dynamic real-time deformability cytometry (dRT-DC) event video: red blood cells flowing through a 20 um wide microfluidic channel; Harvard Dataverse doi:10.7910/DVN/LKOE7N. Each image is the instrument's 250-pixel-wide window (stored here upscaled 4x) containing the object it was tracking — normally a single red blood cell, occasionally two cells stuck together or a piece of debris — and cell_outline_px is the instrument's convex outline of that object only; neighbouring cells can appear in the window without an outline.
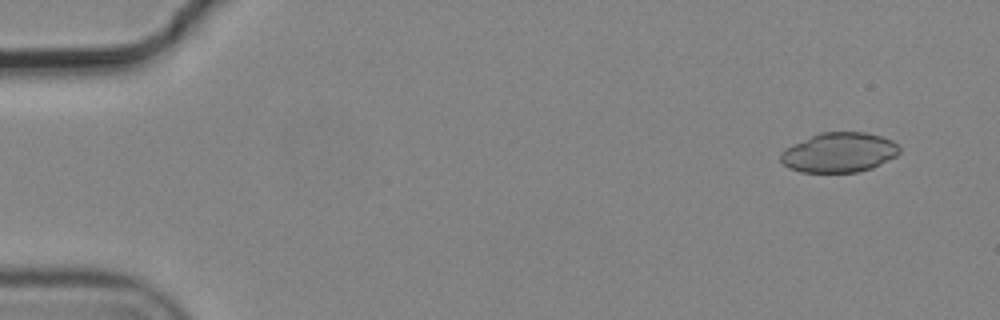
{"species": "common noctule bat (a hibernating species)", "species_latin": "Nyctalus noctula", "temperature_condition": "cold", "stored_images_in_passage": 7, "camera_frame_rate_fps": 3000, "um_per_image_px": 0.085, "animal": {"sex": "male", "body_mass_g": 19.2, "forearm_length_mm": 51.8}, "frame": {"image": 1, "passage_image": 2, "time_ms": 0.333, "image_size_px": [1000, 320], "cell_outline_px": [[900, 152], [896, 156], [872, 168], [856, 172], [800, 172], [788, 168], [780, 160], [780, 152], [784, 148], [820, 132], [864, 132], [880, 136], [892, 140], [900, 148]], "centroid_in_image_um": [71.3, 12.96], "position_along_channel_um": 13.7, "area_um2": 27.51}}
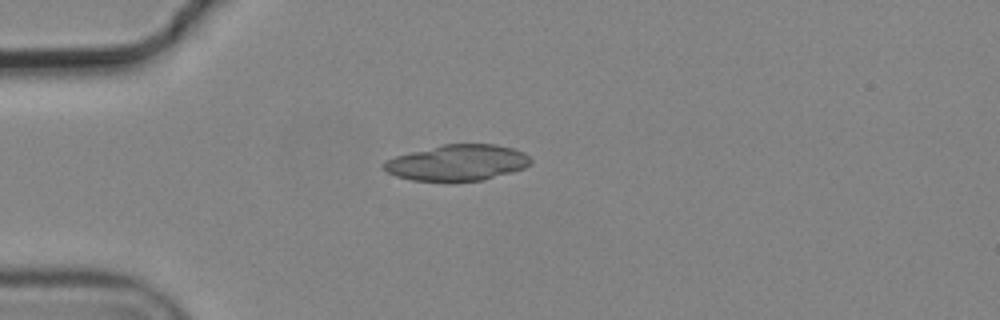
{"frame": {"image": 2, "passage_image": 5, "time_ms": 1.333, "image_size_px": [1000, 320], "cell_outline_px": [[532, 164], [524, 168], [512, 172], [480, 180], [452, 184], [412, 180], [396, 176], [388, 172], [384, 168], [384, 160], [396, 156], [444, 144], [496, 144], [512, 148], [524, 152], [532, 160]], "centroid_in_image_um": [38.89, 13.86], "position_along_channel_um": 46.1, "area_um2": 31.27}}